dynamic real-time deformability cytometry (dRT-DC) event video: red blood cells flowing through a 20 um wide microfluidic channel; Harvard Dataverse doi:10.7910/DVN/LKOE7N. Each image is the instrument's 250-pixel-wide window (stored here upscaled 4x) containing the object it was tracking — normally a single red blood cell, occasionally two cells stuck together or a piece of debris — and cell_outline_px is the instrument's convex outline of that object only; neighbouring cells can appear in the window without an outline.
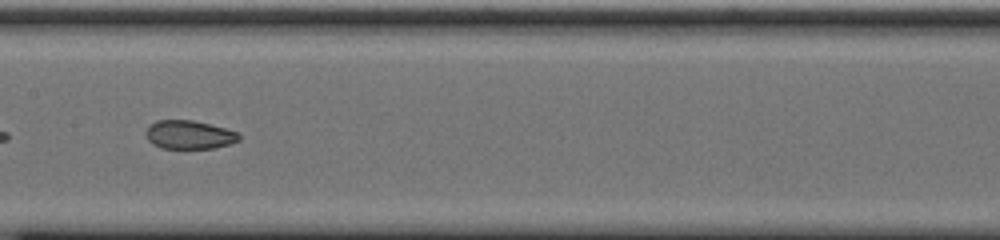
{"species": "common noctule bat (a hibernating species)", "species_latin": "Nyctalus noctula", "temperature_condition": "cold", "stored_images_in_passage": 40, "segment_of_instrument_passage": [1, 2], "camera_frame_rate_fps": 3000, "um_per_image_px": 0.085, "animal": {"sex": "male", "body_mass_g": 20.0, "forearm_length_mm": 53.3}, "frame": {"image": 1, "passage_image": 12, "time_ms": 3.667, "image_size_px": [1000, 240], "cell_outline_px": [[240, 140], [232, 144], [212, 148], [160, 148], [152, 144], [148, 140], [148, 128], [156, 120], [192, 120], [224, 128], [236, 132], [240, 136]], "centroid_in_image_um": [16.11, 11.46], "position_along_channel_um": 191.3, "area_um2": 15.26}}